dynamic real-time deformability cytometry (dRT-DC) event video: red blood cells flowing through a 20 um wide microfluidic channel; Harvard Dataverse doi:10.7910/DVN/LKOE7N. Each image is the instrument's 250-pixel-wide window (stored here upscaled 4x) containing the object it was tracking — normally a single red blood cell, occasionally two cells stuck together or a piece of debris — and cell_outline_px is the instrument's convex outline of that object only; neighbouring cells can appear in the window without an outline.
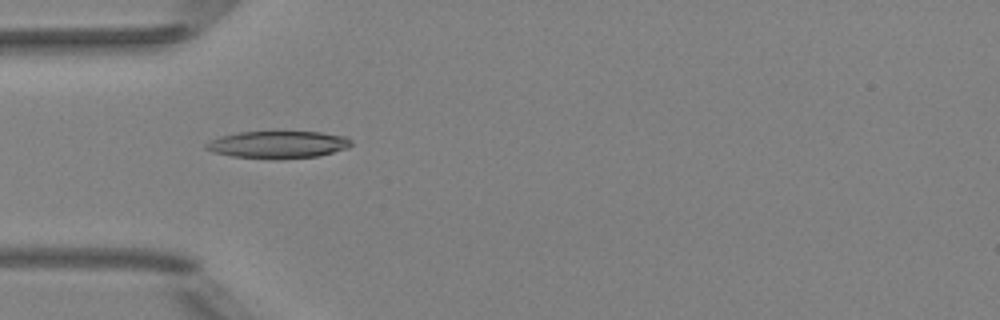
{"species": "Egyptian fruit bat (a non-hibernating species)", "species_latin": "Rousettus aegyptiacus", "temperature_condition": "room temperature", "stored_images_in_passage": 5, "camera_frame_rate_fps": 3000, "um_per_image_px": 0.085, "animal": {"sex": "female"}, "frame": {"image": 1, "passage_image": 3, "time_ms": 0.667, "image_size_px": [1000, 320], "cell_outline_px": [[352, 144], [348, 148], [320, 156], [232, 156], [212, 152], [204, 148], [204, 144], [220, 136], [240, 132], [276, 128], [320, 132], [344, 136], [352, 140]], "centroid_in_image_um": [23.65, 12.19], "position_along_channel_um": 61.4, "area_um2": 23.18}}
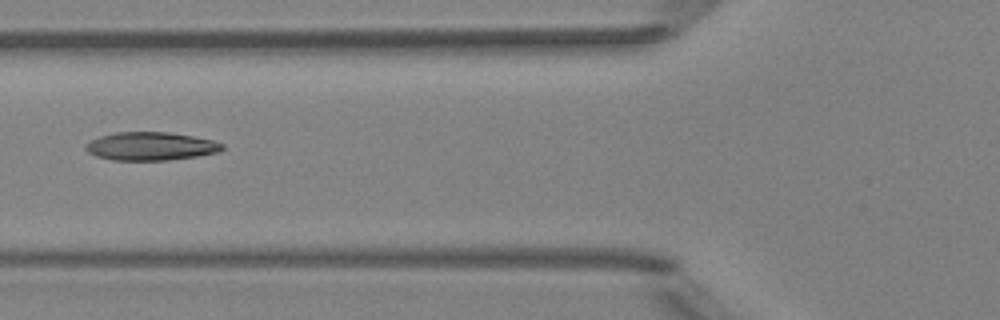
{"frame": {"image": 2, "passage_image": 4, "time_ms": 1.0, "image_size_px": [1000, 320], "cell_outline_px": [[224, 148], [216, 152], [196, 156], [168, 160], [112, 160], [96, 156], [88, 152], [84, 148], [84, 144], [100, 136], [116, 132], [168, 132], [192, 136], [212, 140], [224, 144]], "centroid_in_image_um": [12.77, 12.43], "position_along_channel_um": 113.0, "area_um2": 22.37}}
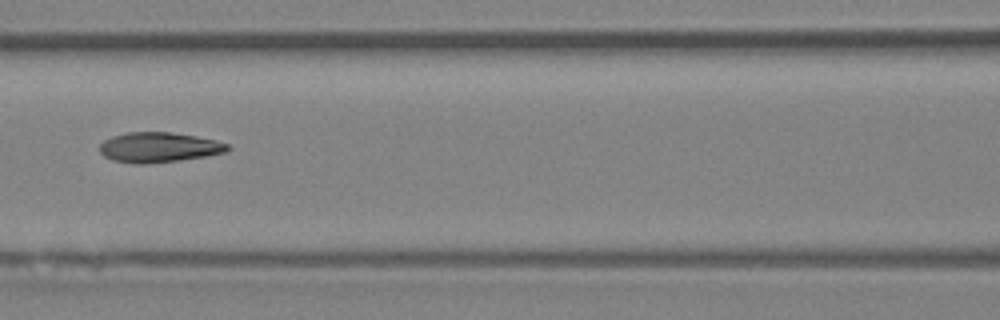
{"frame": {"image": 3, "passage_image": 5, "time_ms": 1.333, "image_size_px": [1000, 320], "cell_outline_px": [[232, 148], [228, 152], [208, 156], [180, 160], [144, 164], [136, 164], [112, 160], [104, 156], [100, 152], [100, 144], [104, 140], [112, 136], [128, 132], [168, 132], [196, 136], [216, 140], [228, 144]], "centroid_in_image_um": [13.53, 12.53], "position_along_channel_um": 153.1, "area_um2": 22.54}}